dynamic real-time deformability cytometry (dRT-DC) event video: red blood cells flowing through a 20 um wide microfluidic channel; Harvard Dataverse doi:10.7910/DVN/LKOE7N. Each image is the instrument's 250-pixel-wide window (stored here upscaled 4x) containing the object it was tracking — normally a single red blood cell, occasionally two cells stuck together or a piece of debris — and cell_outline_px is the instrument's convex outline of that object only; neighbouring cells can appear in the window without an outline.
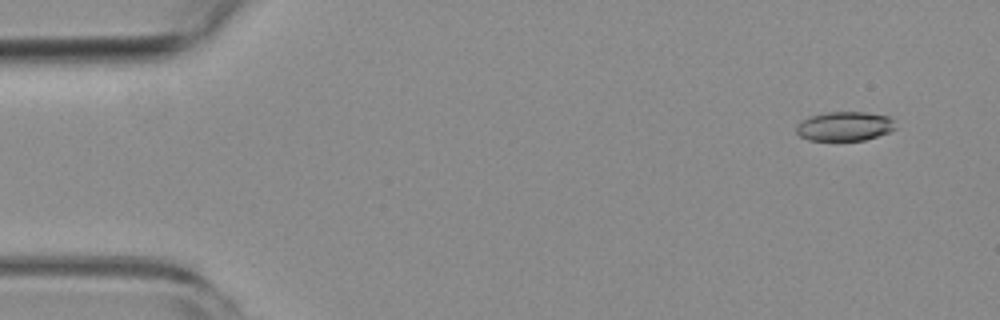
{"species": "common noctule bat (a hibernating species)", "species_latin": "Nyctalus noctula", "temperature_condition": "room temperature", "stored_images_in_passage": 12, "camera_frame_rate_fps": 3000, "um_per_image_px": 0.085, "animal": {"sex": "female", "body_mass_g": 19.3, "forearm_length_mm": 54.1}, "frame": {"image": 1, "passage_image": 4, "time_ms": 1.0, "image_size_px": [1000, 320], "cell_outline_px": [[896, 128], [888, 132], [864, 140], [808, 140], [800, 136], [796, 132], [796, 124], [800, 120], [808, 116], [828, 112], [864, 112], [888, 116], [892, 120]], "centroid_in_image_um": [71.73, 10.72], "position_along_channel_um": 13.3, "area_um2": 16.88}}